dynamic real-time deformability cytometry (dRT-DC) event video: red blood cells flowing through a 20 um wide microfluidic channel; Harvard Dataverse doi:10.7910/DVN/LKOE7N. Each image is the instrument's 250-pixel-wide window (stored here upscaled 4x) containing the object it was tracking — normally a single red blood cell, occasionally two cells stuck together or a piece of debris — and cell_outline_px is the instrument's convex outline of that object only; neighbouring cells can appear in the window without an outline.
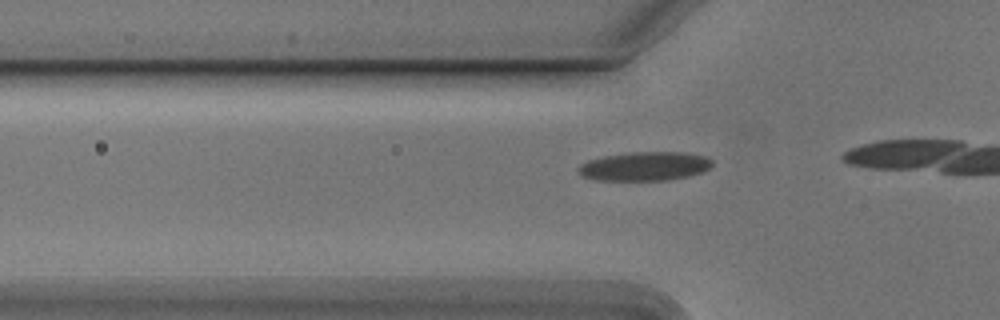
{"species": "Egyptian fruit bat (a non-hibernating species)", "species_latin": "Rousettus aegyptiacus", "temperature_condition": "cold", "stored_images_in_passage": 14, "camera_frame_rate_fps": 3000, "um_per_image_px": 0.085, "animal": {"sex": "male"}, "frame": {"image": 1, "passage_image": 11, "time_ms": 3.333, "image_size_px": [1000, 320], "cell_outline_px": [[712, 168], [704, 172], [688, 176], [668, 180], [596, 180], [584, 176], [576, 168], [580, 164], [588, 160], [604, 156], [632, 152], [684, 152], [708, 156], [712, 160]], "centroid_in_image_um": [54.86, 14.12], "position_along_channel_um": 70.9, "area_um2": 22.72}}